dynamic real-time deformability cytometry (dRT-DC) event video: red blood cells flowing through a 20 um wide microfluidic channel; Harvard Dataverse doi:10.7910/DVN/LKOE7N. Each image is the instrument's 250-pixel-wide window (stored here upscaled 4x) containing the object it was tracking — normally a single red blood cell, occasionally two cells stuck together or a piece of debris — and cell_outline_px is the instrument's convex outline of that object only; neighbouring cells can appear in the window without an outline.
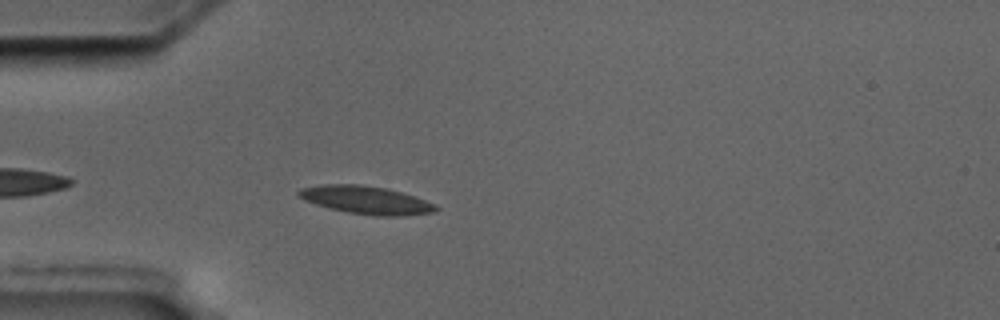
{"species": "common noctule bat (a hibernating species)", "species_latin": "Nyctalus noctula", "temperature_condition": "cold", "stored_images_in_passage": 43, "camera_frame_rate_fps": 3000, "um_per_image_px": 0.085, "animal": {"sex": "male", "body_mass_g": 17.5, "forearm_length_mm": 52.3}, "frame": {"image": 1, "passage_image": 5, "time_ms": 1.333, "image_size_px": [1000, 320], "cell_outline_px": [[440, 208], [436, 212], [396, 216], [376, 216], [348, 212], [328, 208], [304, 200], [296, 196], [296, 192], [300, 188], [320, 184], [356, 184], [388, 188], [436, 204]], "centroid_in_image_um": [31.07, 17.0], "position_along_channel_um": 53.9, "area_um2": 22.43}}
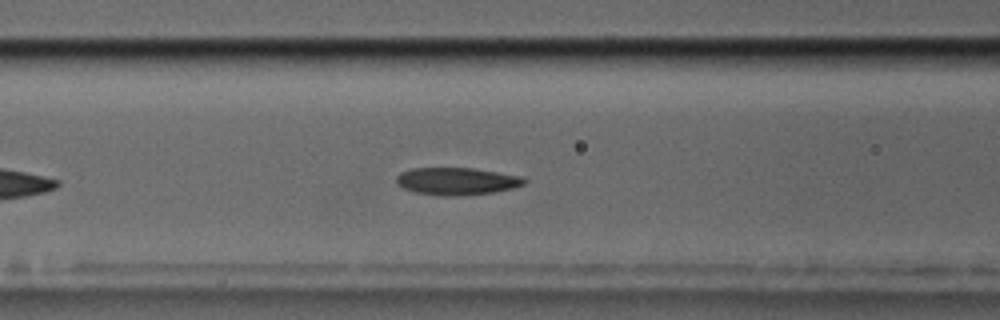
{"frame": {"image": 2, "passage_image": 12, "time_ms": 3.667, "image_size_px": [1000, 320], "cell_outline_px": [[528, 180], [524, 184], [512, 188], [496, 192], [460, 196], [444, 196], [416, 192], [404, 188], [396, 184], [396, 176], [400, 172], [412, 168], [472, 168], [524, 176]], "centroid_in_image_um": [38.85, 15.4], "position_along_channel_um": 127.8, "area_um2": 20.58}}
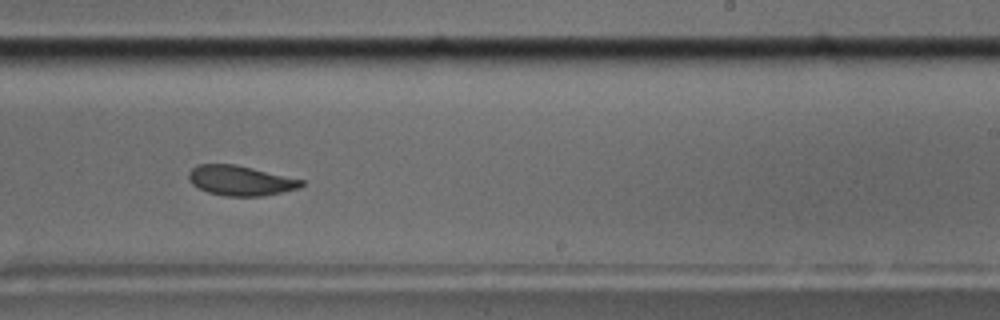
{"frame": {"image": 3, "passage_image": 24, "time_ms": 7.667, "image_size_px": [1000, 320], "cell_outline_px": [[304, 184], [300, 188], [260, 196], [224, 196], [208, 192], [192, 184], [188, 180], [188, 172], [196, 164], [236, 164], [304, 180]], "centroid_in_image_um": [20.41, 15.34], "position_along_channel_um": 268.6, "area_um2": 19.65}, "authors_computed_cell_mechanics": {"area_um2": 20.6924, "velocity_mm_per_s": 3.5316, "shape_relaxation_time_tau1_ms": 4.7847, "shape_relaxation_time_tau2_ms": 4.149, "deformation_change_tau1": 0.1177, "deformation_change_tau2": 0.0959}}